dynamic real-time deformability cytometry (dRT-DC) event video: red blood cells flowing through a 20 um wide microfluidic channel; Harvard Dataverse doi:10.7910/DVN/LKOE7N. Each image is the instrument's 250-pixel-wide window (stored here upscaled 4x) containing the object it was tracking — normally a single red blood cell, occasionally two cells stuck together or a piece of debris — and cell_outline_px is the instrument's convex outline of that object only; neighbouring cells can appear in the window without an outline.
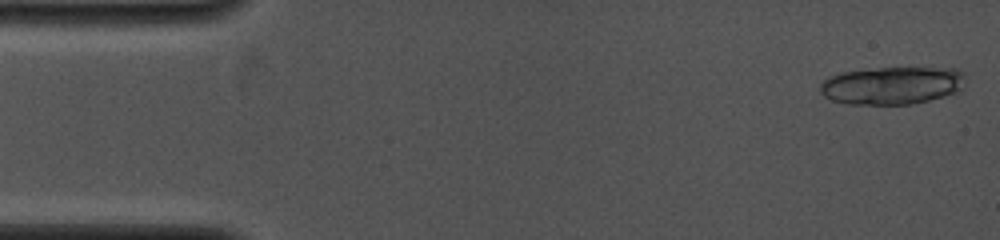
{"species": "common noctule bat (a hibernating species)", "species_latin": "Nyctalus noctula", "temperature_condition": "cold", "stored_images_in_passage": 10, "camera_frame_rate_fps": 4000, "um_per_image_px": 0.085, "animal": {"sex": "female", "body_mass_g": 19.0, "forearm_length_mm": 53.3}, "frame": {"image": 1, "passage_image": 1, "time_ms": 0.0, "image_size_px": [1000, 240], "cell_outline_px": [[968, 80], [964, 88], [960, 92], [912, 104], [848, 104], [832, 100], [824, 96], [820, 92], [820, 84], [828, 76], [844, 72], [880, 68], [960, 68], [964, 72]], "centroid_in_image_um": [75.92, 7.26], "position_along_channel_um": 9.1, "area_um2": 32.37}}